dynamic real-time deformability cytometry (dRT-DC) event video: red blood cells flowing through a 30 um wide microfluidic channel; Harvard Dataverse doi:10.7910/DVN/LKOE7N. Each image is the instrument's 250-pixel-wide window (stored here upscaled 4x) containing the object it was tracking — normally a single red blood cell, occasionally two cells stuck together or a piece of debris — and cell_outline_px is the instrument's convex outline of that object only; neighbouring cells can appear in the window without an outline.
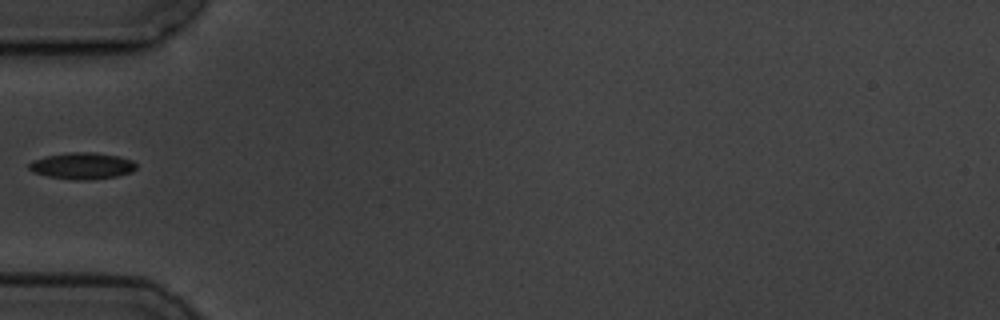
{"species": "common noctule bat (a hibernating species)", "species_latin": "Nyctalus noctula", "temperature_condition": "cold", "stored_images_in_passage": 5, "segment_of_instrument_passage": [2, 2], "camera_frame_rate_fps": 3000, "um_per_image_px": 0.085, "animal": {"sex": "male", "body_mass_g": 19.5, "forearm_length_mm": 54.6}, "frame": {"image": 1, "passage_image": 4, "time_ms": 6.0, "image_size_px": [1000, 320], "cell_outline_px": [[136, 168], [132, 172], [116, 176], [88, 180], [72, 180], [48, 176], [36, 172], [28, 168], [28, 164], [32, 160], [48, 156], [68, 152], [92, 152], [116, 156], [132, 160], [136, 164]], "centroid_in_image_um": [6.99, 14.1], "position_along_channel_um": 78.0, "area_um2": 16.42}}
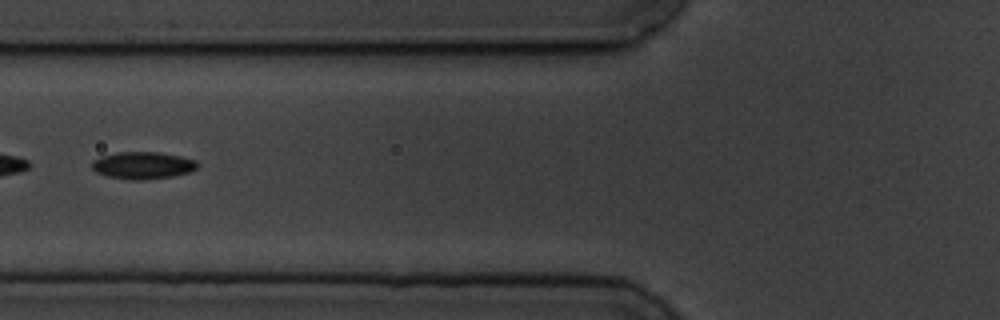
{"frame": {"image": 2, "passage_image": 5, "time_ms": 7.0, "image_size_px": [1000, 320], "cell_outline_px": [[200, 164], [196, 168], [188, 172], [172, 176], [144, 180], [132, 180], [108, 176], [96, 172], [92, 168], [92, 160], [100, 156], [116, 152], [160, 152], [180, 156], [196, 160]], "centroid_in_image_um": [12.13, 14.05], "position_along_channel_um": 113.7, "area_um2": 16.76}}